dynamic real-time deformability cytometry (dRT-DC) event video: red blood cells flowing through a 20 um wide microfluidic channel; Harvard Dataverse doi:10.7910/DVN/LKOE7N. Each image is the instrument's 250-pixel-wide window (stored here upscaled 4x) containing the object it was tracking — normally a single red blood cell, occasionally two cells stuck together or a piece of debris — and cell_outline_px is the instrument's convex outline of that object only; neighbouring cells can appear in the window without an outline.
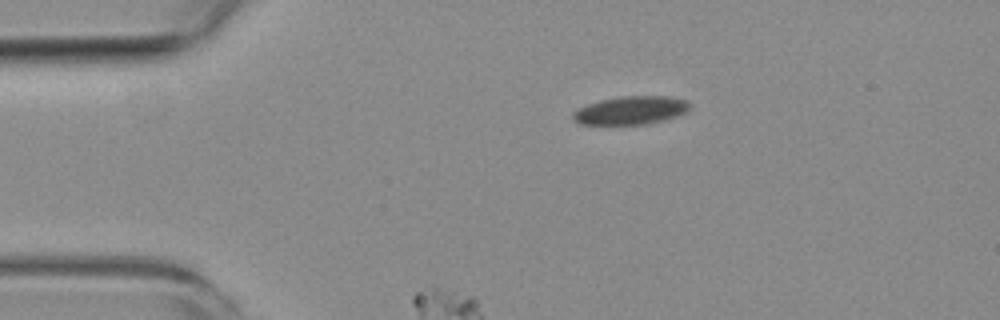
{"species": "common noctule bat (a hibernating species)", "species_latin": "Nyctalus noctula", "temperature_condition": "room temperature", "stored_images_in_passage": 4, "camera_frame_rate_fps": 3000, "um_per_image_px": 0.085, "animal": {"sex": "female", "body_mass_g": 19.3, "forearm_length_mm": 54.1}, "frame": {"image": 1, "passage_image": 1, "time_ms": 0.0, "image_size_px": [1000, 320], "cell_outline_px": [[688, 108], [684, 112], [676, 116], [664, 120], [648, 124], [580, 124], [572, 120], [572, 112], [588, 104], [600, 100], [624, 96], [668, 96], [688, 100]], "centroid_in_image_um": [53.59, 9.38], "position_along_channel_um": 31.4, "area_um2": 19.07}}
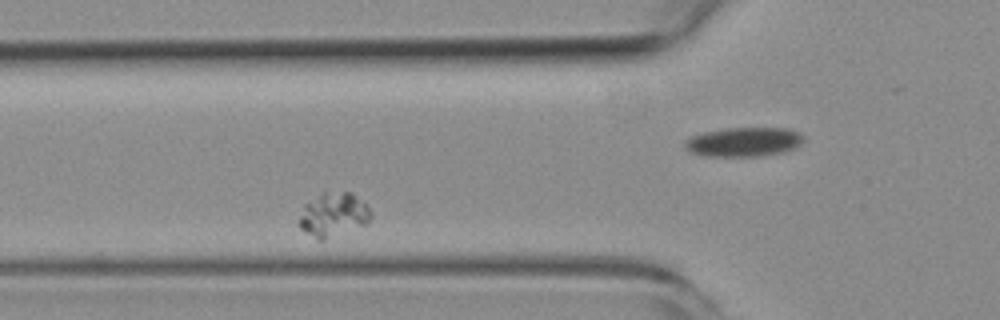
{"frame": {"image": 2, "passage_image": 3, "time_ms": 2.333, "image_size_px": [1000, 320], "cell_outline_px": [[372, 216], [368, 224], [324, 240], [320, 240], [300, 228], [300, 216], [304, 204], [324, 192], [352, 192], [364, 200], [368, 204], [372, 212]], "centroid_in_image_um": [28.42, 18.23], "position_along_channel_um": 97.4, "area_um2": 18.5}}